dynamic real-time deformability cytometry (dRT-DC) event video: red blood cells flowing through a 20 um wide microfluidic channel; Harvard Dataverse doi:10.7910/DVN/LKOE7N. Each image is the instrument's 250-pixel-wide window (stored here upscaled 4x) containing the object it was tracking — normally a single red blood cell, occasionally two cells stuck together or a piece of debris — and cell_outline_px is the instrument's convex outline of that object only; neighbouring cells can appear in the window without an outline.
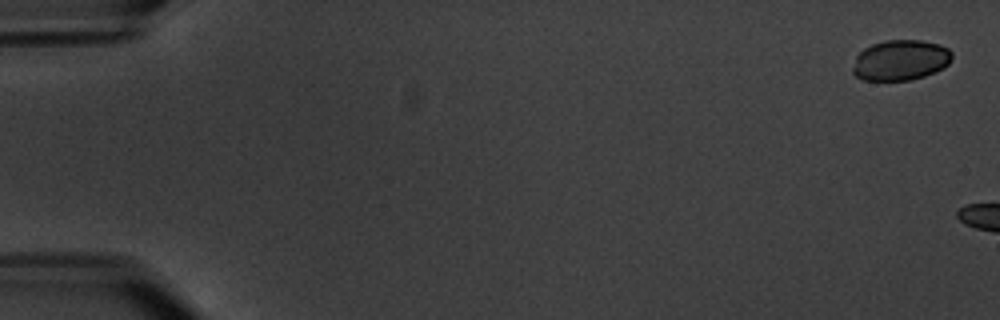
{"species": "common noctule bat (a hibernating species)", "species_latin": "Nyctalus noctula", "temperature_condition": "warm", "stored_images_in_passage": 3, "camera_frame_rate_fps": 3000, "um_per_image_px": 0.085, "animal": {"sex": "male", "body_mass_g": 20.1, "forearm_length_mm": 53.5}, "frame": {"image": 1, "passage_image": 1, "time_ms": 0.0, "image_size_px": [1000, 320], "cell_outline_px": [[952, 56], [948, 64], [944, 68], [924, 76], [912, 80], [864, 80], [856, 76], [852, 72], [852, 68], [856, 56], [864, 48], [872, 44], [884, 40], [920, 40], [940, 44], [948, 48], [952, 52]], "centroid_in_image_um": [76.54, 5.11], "position_along_channel_um": 8.5, "area_um2": 23.52}}